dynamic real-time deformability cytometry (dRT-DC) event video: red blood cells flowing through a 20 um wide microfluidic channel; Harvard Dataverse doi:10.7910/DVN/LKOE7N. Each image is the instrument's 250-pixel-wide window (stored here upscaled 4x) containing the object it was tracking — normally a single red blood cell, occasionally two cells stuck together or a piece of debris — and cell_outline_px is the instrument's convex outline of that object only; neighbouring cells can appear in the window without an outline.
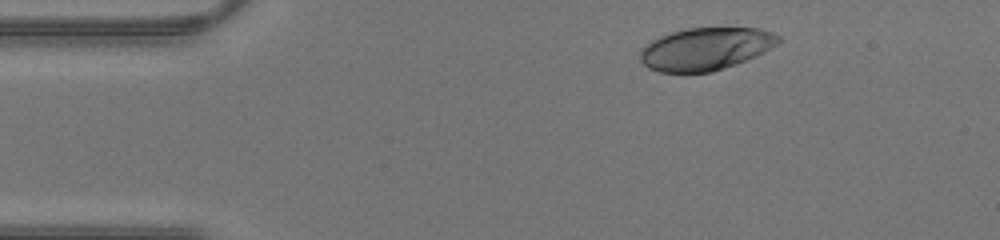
{"species": "human", "species_latin": "Homo sapiens", "temperature_condition": "warm", "stored_images_in_passage": 37, "camera_frame_rate_fps": 3000, "um_per_image_px": 0.085, "donor": {"sex": "male"}, "frame": {"image": 1, "passage_image": 1, "time_ms": 0.0, "image_size_px": [1000, 240], "cell_outline_px": [[780, 40], [776, 44], [764, 52], [756, 56], [736, 64], [712, 72], [660, 72], [648, 68], [640, 60], [640, 52], [652, 40], [660, 36], [672, 32], [688, 28], [760, 28], [772, 32], [780, 36]], "centroid_in_image_um": [59.99, 4.15], "position_along_channel_um": 25.0, "area_um2": 34.04}}
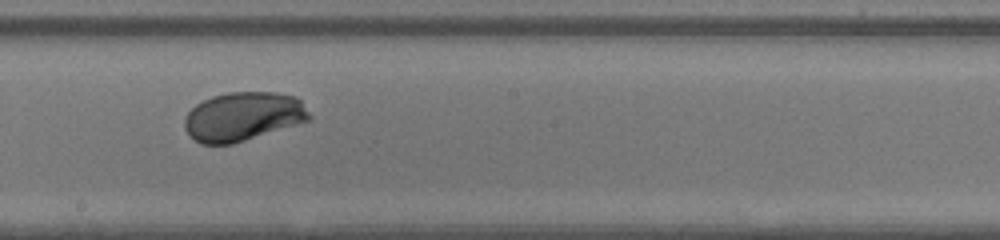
{"frame": {"image": 2, "passage_image": 18, "time_ms": 5.667, "image_size_px": [1000, 240], "cell_outline_px": [[312, 116], [308, 120], [296, 124], [232, 144], [200, 144], [184, 128], [184, 120], [188, 112], [196, 104], [212, 96], [228, 92], [276, 92], [296, 96], [300, 100]], "centroid_in_image_um": [20.65, 9.89], "position_along_channel_um": 227.5, "area_um2": 35.26}}
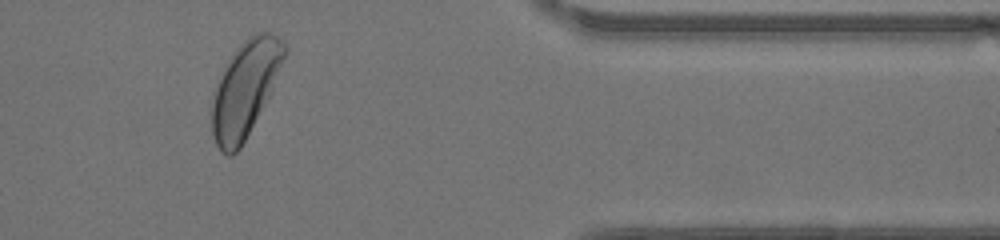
{"frame": {"image": 3, "passage_image": 30, "time_ms": 9.667, "image_size_px": [1000, 240], "cell_outline_px": [[288, 52], [272, 92], [268, 100], [240, 148], [232, 156], [228, 156], [220, 152], [216, 144], [212, 132], [212, 104], [216, 88], [224, 64], [232, 52], [248, 36], [256, 32], [268, 32], [276, 36], [288, 48]], "centroid_in_image_um": [20.86, 7.54], "position_along_channel_um": 390.5, "area_um2": 40.69}}